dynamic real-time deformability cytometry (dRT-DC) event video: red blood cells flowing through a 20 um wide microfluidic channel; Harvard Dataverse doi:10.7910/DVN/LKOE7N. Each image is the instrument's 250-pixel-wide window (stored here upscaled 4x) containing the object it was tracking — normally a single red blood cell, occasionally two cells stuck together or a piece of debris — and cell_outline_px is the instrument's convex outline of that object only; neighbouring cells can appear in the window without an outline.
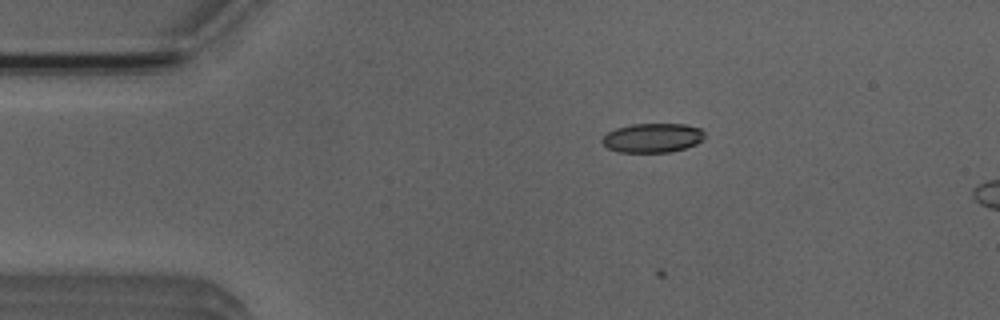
{"species": "Egyptian fruit bat (a non-hibernating species)", "species_latin": "Rousettus aegyptiacus", "temperature_condition": "room temperature", "stored_images_in_passage": 3, "camera_frame_rate_fps": 3000, "um_per_image_px": 0.085, "animal": {"sex": "male"}, "frame": {"image": 1, "passage_image": 1, "time_ms": 0.0, "image_size_px": [1000, 320], "cell_outline_px": [[704, 140], [696, 144], [684, 148], [668, 152], [620, 152], [608, 148], [600, 140], [608, 132], [616, 128], [632, 124], [684, 124], [700, 128], [704, 132]], "centroid_in_image_um": [55.48, 11.71], "position_along_channel_um": 29.5, "area_um2": 17.4}}